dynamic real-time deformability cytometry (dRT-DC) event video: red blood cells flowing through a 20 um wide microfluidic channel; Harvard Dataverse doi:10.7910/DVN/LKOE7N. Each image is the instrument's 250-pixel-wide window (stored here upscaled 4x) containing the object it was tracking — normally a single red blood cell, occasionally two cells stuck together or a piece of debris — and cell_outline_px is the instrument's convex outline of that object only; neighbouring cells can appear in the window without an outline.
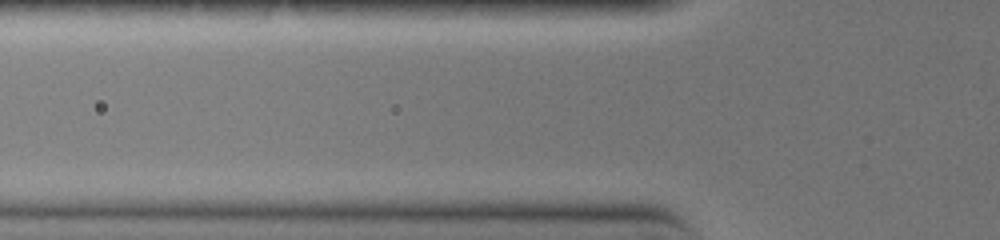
{"species": "common noctule bat (a hibernating species)", "species_latin": "Nyctalus noctula", "temperature_condition": "warm", "stored_images_in_passage": 3, "camera_frame_rate_fps": 3000, "um_per_image_px": 0.085, "animal": {"sex": "female", "body_mass_g": 19.0, "forearm_length_mm": 51.5}, "frame": {"image": 1, "passage_image": 2, "time_ms": 0.333, "image_size_px": [1000, 240], "cell_outline_px": [[524, 160], [516, 168], [404, 168], [384, 164], [384, 160], [392, 156], [520, 156]], "centroid_in_image_um": [38.64, 13.76], "position_along_channel_um": 87.2, "area_um2": 11.44}}